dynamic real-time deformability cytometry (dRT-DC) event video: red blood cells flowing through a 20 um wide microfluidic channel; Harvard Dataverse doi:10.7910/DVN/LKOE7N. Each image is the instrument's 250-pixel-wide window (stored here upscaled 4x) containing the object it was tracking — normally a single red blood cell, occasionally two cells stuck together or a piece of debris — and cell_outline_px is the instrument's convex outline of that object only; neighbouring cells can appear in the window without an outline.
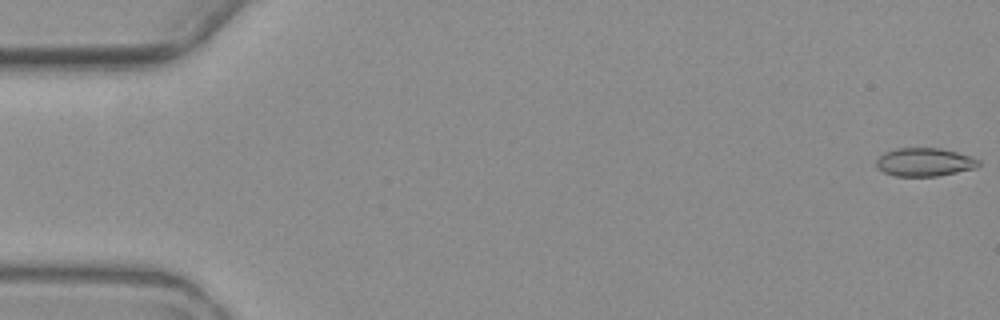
{"species": "common noctule bat (a hibernating species)", "species_latin": "Nyctalus noctula", "temperature_condition": "warm", "stored_images_in_passage": 10, "camera_frame_rate_fps": 3000, "um_per_image_px": 0.085, "animal": {"sex": "female", "body_mass_g": 19.3, "forearm_length_mm": 54.1}, "frame": {"image": 1, "passage_image": 1, "time_ms": 0.0, "image_size_px": [1000, 320], "cell_outline_px": [[980, 164], [976, 168], [936, 176], [896, 176], [884, 172], [876, 168], [876, 160], [884, 152], [896, 148], [940, 148], [956, 152], [980, 160]], "centroid_in_image_um": [78.55, 13.78], "position_along_channel_um": 6.4, "area_um2": 16.82}}
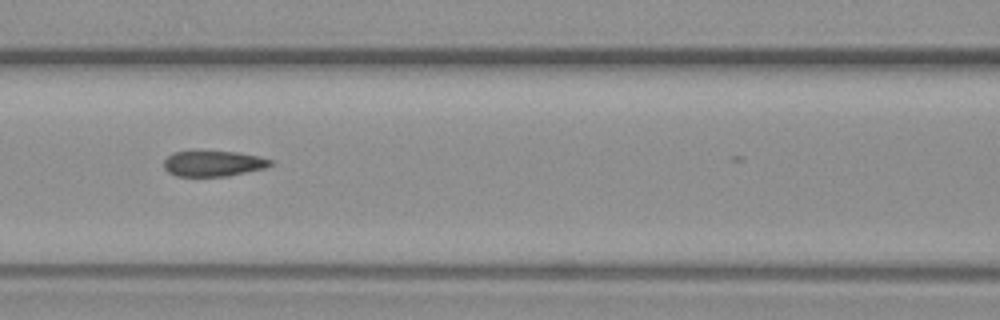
{"frame": {"image": 2, "passage_image": 7, "time_ms": 8.333, "image_size_px": [1000, 320], "cell_outline_px": [[272, 164], [264, 168], [228, 176], [176, 176], [168, 172], [164, 168], [164, 160], [172, 152], [236, 152], [256, 156], [272, 160]], "centroid_in_image_um": [18.1, 13.91], "position_along_channel_um": 148.5, "area_um2": 15.61}}
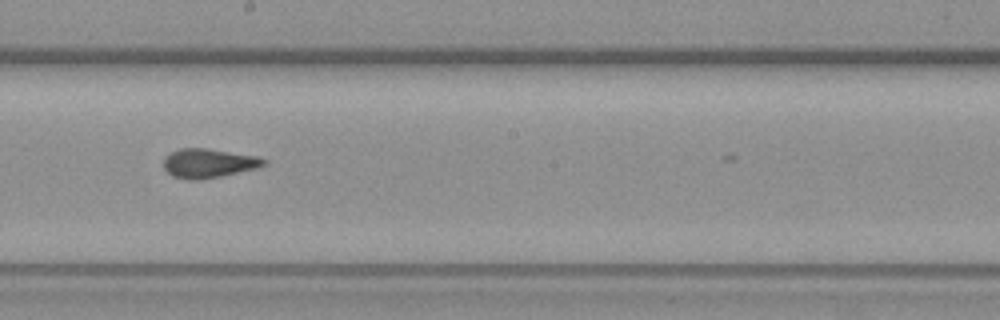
{"frame": {"image": 3, "passage_image": 9, "time_ms": 10.667, "image_size_px": [1000, 320], "cell_outline_px": [[268, 164], [256, 168], [220, 176], [200, 180], [188, 180], [172, 176], [164, 168], [164, 156], [180, 148], [204, 148], [256, 156], [268, 160]], "centroid_in_image_um": [17.71, 13.88], "position_along_channel_um": 230.5, "area_um2": 16.94}}